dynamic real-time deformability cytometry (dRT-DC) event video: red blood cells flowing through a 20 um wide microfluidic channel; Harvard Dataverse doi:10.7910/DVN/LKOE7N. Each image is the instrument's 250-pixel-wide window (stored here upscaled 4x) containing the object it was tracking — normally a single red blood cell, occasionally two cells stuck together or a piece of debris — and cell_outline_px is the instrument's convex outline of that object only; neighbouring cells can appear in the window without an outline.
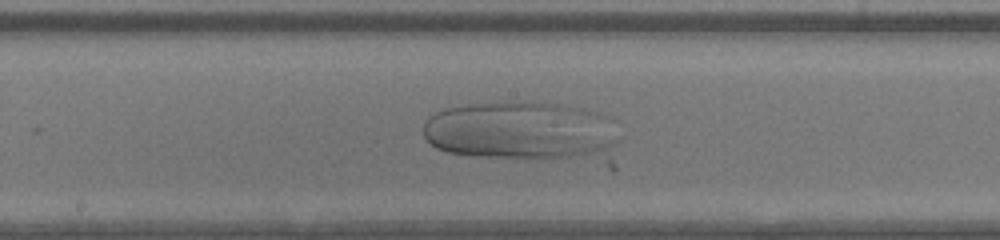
{"species": "human", "species_latin": "Homo sapiens", "temperature_condition": "warm", "stored_images_in_passage": 38, "camera_frame_rate_fps": 3000, "um_per_image_px": 0.085, "donor": {"sex": "male"}, "frame": {"image": 1, "passage_image": 17, "time_ms": 5.333, "image_size_px": [1000, 240], "cell_outline_px": [[616, 140], [604, 152], [572, 156], [476, 156], [448, 152], [436, 148], [424, 136], [424, 124], [428, 116], [444, 108], [468, 104], [504, 100], [556, 104], [584, 108], [600, 112], [612, 116]], "centroid_in_image_um": [44.18, 11.03], "position_along_channel_um": 204.0, "area_um2": 65.55}}